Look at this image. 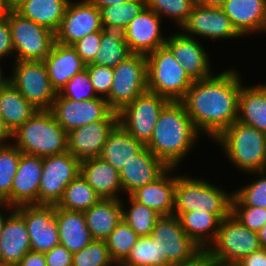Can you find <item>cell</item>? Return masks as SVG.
<instances>
[{
  "instance_id": "12",
  "label": "cell",
  "mask_w": 266,
  "mask_h": 266,
  "mask_svg": "<svg viewBox=\"0 0 266 266\" xmlns=\"http://www.w3.org/2000/svg\"><path fill=\"white\" fill-rule=\"evenodd\" d=\"M81 161L70 152L43 157L38 204L56 205L65 188L80 174Z\"/></svg>"
},
{
  "instance_id": "41",
  "label": "cell",
  "mask_w": 266,
  "mask_h": 266,
  "mask_svg": "<svg viewBox=\"0 0 266 266\" xmlns=\"http://www.w3.org/2000/svg\"><path fill=\"white\" fill-rule=\"evenodd\" d=\"M139 236L122 219L105 240L114 265L118 266L126 257Z\"/></svg>"
},
{
  "instance_id": "25",
  "label": "cell",
  "mask_w": 266,
  "mask_h": 266,
  "mask_svg": "<svg viewBox=\"0 0 266 266\" xmlns=\"http://www.w3.org/2000/svg\"><path fill=\"white\" fill-rule=\"evenodd\" d=\"M31 251L24 219L14 211L0 234V266H16Z\"/></svg>"
},
{
  "instance_id": "22",
  "label": "cell",
  "mask_w": 266,
  "mask_h": 266,
  "mask_svg": "<svg viewBox=\"0 0 266 266\" xmlns=\"http://www.w3.org/2000/svg\"><path fill=\"white\" fill-rule=\"evenodd\" d=\"M167 168L168 166L145 146L119 172L124 193L129 196L137 188L156 180Z\"/></svg>"
},
{
  "instance_id": "33",
  "label": "cell",
  "mask_w": 266,
  "mask_h": 266,
  "mask_svg": "<svg viewBox=\"0 0 266 266\" xmlns=\"http://www.w3.org/2000/svg\"><path fill=\"white\" fill-rule=\"evenodd\" d=\"M70 0H26L15 11L22 17L56 32Z\"/></svg>"
},
{
  "instance_id": "20",
  "label": "cell",
  "mask_w": 266,
  "mask_h": 266,
  "mask_svg": "<svg viewBox=\"0 0 266 266\" xmlns=\"http://www.w3.org/2000/svg\"><path fill=\"white\" fill-rule=\"evenodd\" d=\"M165 46L193 81L213 75L208 54L197 39L185 36L182 32L174 33L166 39Z\"/></svg>"
},
{
  "instance_id": "49",
  "label": "cell",
  "mask_w": 266,
  "mask_h": 266,
  "mask_svg": "<svg viewBox=\"0 0 266 266\" xmlns=\"http://www.w3.org/2000/svg\"><path fill=\"white\" fill-rule=\"evenodd\" d=\"M47 266H72L73 253L59 244L44 253Z\"/></svg>"
},
{
  "instance_id": "36",
  "label": "cell",
  "mask_w": 266,
  "mask_h": 266,
  "mask_svg": "<svg viewBox=\"0 0 266 266\" xmlns=\"http://www.w3.org/2000/svg\"><path fill=\"white\" fill-rule=\"evenodd\" d=\"M100 199L96 191L79 174L65 188L61 199L55 206L68 211L85 212Z\"/></svg>"
},
{
  "instance_id": "45",
  "label": "cell",
  "mask_w": 266,
  "mask_h": 266,
  "mask_svg": "<svg viewBox=\"0 0 266 266\" xmlns=\"http://www.w3.org/2000/svg\"><path fill=\"white\" fill-rule=\"evenodd\" d=\"M58 94L74 101L90 100L99 97L90 81L87 68L73 76Z\"/></svg>"
},
{
  "instance_id": "31",
  "label": "cell",
  "mask_w": 266,
  "mask_h": 266,
  "mask_svg": "<svg viewBox=\"0 0 266 266\" xmlns=\"http://www.w3.org/2000/svg\"><path fill=\"white\" fill-rule=\"evenodd\" d=\"M237 121L266 133V84L241 86Z\"/></svg>"
},
{
  "instance_id": "9",
  "label": "cell",
  "mask_w": 266,
  "mask_h": 266,
  "mask_svg": "<svg viewBox=\"0 0 266 266\" xmlns=\"http://www.w3.org/2000/svg\"><path fill=\"white\" fill-rule=\"evenodd\" d=\"M110 94L105 98L114 112H119L140 94L147 91L146 55L132 53L113 68Z\"/></svg>"
},
{
  "instance_id": "46",
  "label": "cell",
  "mask_w": 266,
  "mask_h": 266,
  "mask_svg": "<svg viewBox=\"0 0 266 266\" xmlns=\"http://www.w3.org/2000/svg\"><path fill=\"white\" fill-rule=\"evenodd\" d=\"M231 214L251 231L258 232L266 223V208L253 206H231Z\"/></svg>"
},
{
  "instance_id": "42",
  "label": "cell",
  "mask_w": 266,
  "mask_h": 266,
  "mask_svg": "<svg viewBox=\"0 0 266 266\" xmlns=\"http://www.w3.org/2000/svg\"><path fill=\"white\" fill-rule=\"evenodd\" d=\"M260 179L232 192L231 206H253L266 208V170L252 172Z\"/></svg>"
},
{
  "instance_id": "53",
  "label": "cell",
  "mask_w": 266,
  "mask_h": 266,
  "mask_svg": "<svg viewBox=\"0 0 266 266\" xmlns=\"http://www.w3.org/2000/svg\"><path fill=\"white\" fill-rule=\"evenodd\" d=\"M210 255L206 250H203L194 259L186 263L172 264L171 266H206V263L210 260Z\"/></svg>"
},
{
  "instance_id": "18",
  "label": "cell",
  "mask_w": 266,
  "mask_h": 266,
  "mask_svg": "<svg viewBox=\"0 0 266 266\" xmlns=\"http://www.w3.org/2000/svg\"><path fill=\"white\" fill-rule=\"evenodd\" d=\"M118 124V113L112 112L104 121L89 123L67 133L68 152L80 161L99 157L110 132Z\"/></svg>"
},
{
  "instance_id": "5",
  "label": "cell",
  "mask_w": 266,
  "mask_h": 266,
  "mask_svg": "<svg viewBox=\"0 0 266 266\" xmlns=\"http://www.w3.org/2000/svg\"><path fill=\"white\" fill-rule=\"evenodd\" d=\"M232 196L202 178L176 175L174 212L204 211L222 221L231 213Z\"/></svg>"
},
{
  "instance_id": "34",
  "label": "cell",
  "mask_w": 266,
  "mask_h": 266,
  "mask_svg": "<svg viewBox=\"0 0 266 266\" xmlns=\"http://www.w3.org/2000/svg\"><path fill=\"white\" fill-rule=\"evenodd\" d=\"M37 111L11 83L0 91V115L11 132L22 126Z\"/></svg>"
},
{
  "instance_id": "28",
  "label": "cell",
  "mask_w": 266,
  "mask_h": 266,
  "mask_svg": "<svg viewBox=\"0 0 266 266\" xmlns=\"http://www.w3.org/2000/svg\"><path fill=\"white\" fill-rule=\"evenodd\" d=\"M121 199H100L84 213L86 225L93 240L105 241L122 218L124 203Z\"/></svg>"
},
{
  "instance_id": "24",
  "label": "cell",
  "mask_w": 266,
  "mask_h": 266,
  "mask_svg": "<svg viewBox=\"0 0 266 266\" xmlns=\"http://www.w3.org/2000/svg\"><path fill=\"white\" fill-rule=\"evenodd\" d=\"M220 7L242 37L266 32V0H226Z\"/></svg>"
},
{
  "instance_id": "48",
  "label": "cell",
  "mask_w": 266,
  "mask_h": 266,
  "mask_svg": "<svg viewBox=\"0 0 266 266\" xmlns=\"http://www.w3.org/2000/svg\"><path fill=\"white\" fill-rule=\"evenodd\" d=\"M101 44V32L88 34L72 45L83 62L91 64Z\"/></svg>"
},
{
  "instance_id": "19",
  "label": "cell",
  "mask_w": 266,
  "mask_h": 266,
  "mask_svg": "<svg viewBox=\"0 0 266 266\" xmlns=\"http://www.w3.org/2000/svg\"><path fill=\"white\" fill-rule=\"evenodd\" d=\"M161 20L154 11L146 7L130 21L123 34L131 53L148 55L165 45L167 37L162 36Z\"/></svg>"
},
{
  "instance_id": "6",
  "label": "cell",
  "mask_w": 266,
  "mask_h": 266,
  "mask_svg": "<svg viewBox=\"0 0 266 266\" xmlns=\"http://www.w3.org/2000/svg\"><path fill=\"white\" fill-rule=\"evenodd\" d=\"M147 89L169 101H181L194 81L164 45L146 55Z\"/></svg>"
},
{
  "instance_id": "54",
  "label": "cell",
  "mask_w": 266,
  "mask_h": 266,
  "mask_svg": "<svg viewBox=\"0 0 266 266\" xmlns=\"http://www.w3.org/2000/svg\"><path fill=\"white\" fill-rule=\"evenodd\" d=\"M12 138V132L6 126L4 119L0 115V145L7 143Z\"/></svg>"
},
{
  "instance_id": "52",
  "label": "cell",
  "mask_w": 266,
  "mask_h": 266,
  "mask_svg": "<svg viewBox=\"0 0 266 266\" xmlns=\"http://www.w3.org/2000/svg\"><path fill=\"white\" fill-rule=\"evenodd\" d=\"M16 266H47L44 253L29 251Z\"/></svg>"
},
{
  "instance_id": "59",
  "label": "cell",
  "mask_w": 266,
  "mask_h": 266,
  "mask_svg": "<svg viewBox=\"0 0 266 266\" xmlns=\"http://www.w3.org/2000/svg\"><path fill=\"white\" fill-rule=\"evenodd\" d=\"M259 242L262 248H266V223L263 227L257 232Z\"/></svg>"
},
{
  "instance_id": "3",
  "label": "cell",
  "mask_w": 266,
  "mask_h": 266,
  "mask_svg": "<svg viewBox=\"0 0 266 266\" xmlns=\"http://www.w3.org/2000/svg\"><path fill=\"white\" fill-rule=\"evenodd\" d=\"M12 139L22 153L47 157L68 151L67 132L57 123L50 109L38 111L12 132Z\"/></svg>"
},
{
  "instance_id": "13",
  "label": "cell",
  "mask_w": 266,
  "mask_h": 266,
  "mask_svg": "<svg viewBox=\"0 0 266 266\" xmlns=\"http://www.w3.org/2000/svg\"><path fill=\"white\" fill-rule=\"evenodd\" d=\"M151 236L158 243L162 254L171 264L186 263L194 259L203 250L183 230L176 215L160 216Z\"/></svg>"
},
{
  "instance_id": "27",
  "label": "cell",
  "mask_w": 266,
  "mask_h": 266,
  "mask_svg": "<svg viewBox=\"0 0 266 266\" xmlns=\"http://www.w3.org/2000/svg\"><path fill=\"white\" fill-rule=\"evenodd\" d=\"M80 174L102 199H119L123 192L119 172L100 157L82 160Z\"/></svg>"
},
{
  "instance_id": "44",
  "label": "cell",
  "mask_w": 266,
  "mask_h": 266,
  "mask_svg": "<svg viewBox=\"0 0 266 266\" xmlns=\"http://www.w3.org/2000/svg\"><path fill=\"white\" fill-rule=\"evenodd\" d=\"M106 242L92 240L87 246L73 254L72 266H113Z\"/></svg>"
},
{
  "instance_id": "57",
  "label": "cell",
  "mask_w": 266,
  "mask_h": 266,
  "mask_svg": "<svg viewBox=\"0 0 266 266\" xmlns=\"http://www.w3.org/2000/svg\"><path fill=\"white\" fill-rule=\"evenodd\" d=\"M225 1L226 0H195V4L220 7Z\"/></svg>"
},
{
  "instance_id": "26",
  "label": "cell",
  "mask_w": 266,
  "mask_h": 266,
  "mask_svg": "<svg viewBox=\"0 0 266 266\" xmlns=\"http://www.w3.org/2000/svg\"><path fill=\"white\" fill-rule=\"evenodd\" d=\"M52 88L59 93L65 84L86 68L72 46L55 42L49 56L43 60Z\"/></svg>"
},
{
  "instance_id": "60",
  "label": "cell",
  "mask_w": 266,
  "mask_h": 266,
  "mask_svg": "<svg viewBox=\"0 0 266 266\" xmlns=\"http://www.w3.org/2000/svg\"><path fill=\"white\" fill-rule=\"evenodd\" d=\"M26 0H5L6 4L12 11H15L21 4H23Z\"/></svg>"
},
{
  "instance_id": "51",
  "label": "cell",
  "mask_w": 266,
  "mask_h": 266,
  "mask_svg": "<svg viewBox=\"0 0 266 266\" xmlns=\"http://www.w3.org/2000/svg\"><path fill=\"white\" fill-rule=\"evenodd\" d=\"M235 266H266V248H260L257 251L241 258L235 263Z\"/></svg>"
},
{
  "instance_id": "4",
  "label": "cell",
  "mask_w": 266,
  "mask_h": 266,
  "mask_svg": "<svg viewBox=\"0 0 266 266\" xmlns=\"http://www.w3.org/2000/svg\"><path fill=\"white\" fill-rule=\"evenodd\" d=\"M214 141L241 171L266 170V133L236 120Z\"/></svg>"
},
{
  "instance_id": "8",
  "label": "cell",
  "mask_w": 266,
  "mask_h": 266,
  "mask_svg": "<svg viewBox=\"0 0 266 266\" xmlns=\"http://www.w3.org/2000/svg\"><path fill=\"white\" fill-rule=\"evenodd\" d=\"M8 20L16 61H43L49 56L55 44L54 32L16 11L10 12Z\"/></svg>"
},
{
  "instance_id": "37",
  "label": "cell",
  "mask_w": 266,
  "mask_h": 266,
  "mask_svg": "<svg viewBox=\"0 0 266 266\" xmlns=\"http://www.w3.org/2000/svg\"><path fill=\"white\" fill-rule=\"evenodd\" d=\"M158 243L149 236H139L127 257L118 266H171Z\"/></svg>"
},
{
  "instance_id": "35",
  "label": "cell",
  "mask_w": 266,
  "mask_h": 266,
  "mask_svg": "<svg viewBox=\"0 0 266 266\" xmlns=\"http://www.w3.org/2000/svg\"><path fill=\"white\" fill-rule=\"evenodd\" d=\"M131 54L123 31L103 29L100 47L91 64L115 68Z\"/></svg>"
},
{
  "instance_id": "39",
  "label": "cell",
  "mask_w": 266,
  "mask_h": 266,
  "mask_svg": "<svg viewBox=\"0 0 266 266\" xmlns=\"http://www.w3.org/2000/svg\"><path fill=\"white\" fill-rule=\"evenodd\" d=\"M22 152L13 144L0 145V201L11 205V186Z\"/></svg>"
},
{
  "instance_id": "55",
  "label": "cell",
  "mask_w": 266,
  "mask_h": 266,
  "mask_svg": "<svg viewBox=\"0 0 266 266\" xmlns=\"http://www.w3.org/2000/svg\"><path fill=\"white\" fill-rule=\"evenodd\" d=\"M99 10L104 7H108L115 4H122L132 0H89Z\"/></svg>"
},
{
  "instance_id": "38",
  "label": "cell",
  "mask_w": 266,
  "mask_h": 266,
  "mask_svg": "<svg viewBox=\"0 0 266 266\" xmlns=\"http://www.w3.org/2000/svg\"><path fill=\"white\" fill-rule=\"evenodd\" d=\"M147 7L146 0H132L100 9L103 29L124 31L130 21Z\"/></svg>"
},
{
  "instance_id": "14",
  "label": "cell",
  "mask_w": 266,
  "mask_h": 266,
  "mask_svg": "<svg viewBox=\"0 0 266 266\" xmlns=\"http://www.w3.org/2000/svg\"><path fill=\"white\" fill-rule=\"evenodd\" d=\"M100 10L89 0L67 4L60 26L55 32V42L72 46L88 34L102 32Z\"/></svg>"
},
{
  "instance_id": "62",
  "label": "cell",
  "mask_w": 266,
  "mask_h": 266,
  "mask_svg": "<svg viewBox=\"0 0 266 266\" xmlns=\"http://www.w3.org/2000/svg\"><path fill=\"white\" fill-rule=\"evenodd\" d=\"M206 266H235V264L220 263V262H216V261H213L212 259H210L206 263Z\"/></svg>"
},
{
  "instance_id": "10",
  "label": "cell",
  "mask_w": 266,
  "mask_h": 266,
  "mask_svg": "<svg viewBox=\"0 0 266 266\" xmlns=\"http://www.w3.org/2000/svg\"><path fill=\"white\" fill-rule=\"evenodd\" d=\"M168 102L165 97L147 90L118 112V123L146 145L152 137L160 112Z\"/></svg>"
},
{
  "instance_id": "7",
  "label": "cell",
  "mask_w": 266,
  "mask_h": 266,
  "mask_svg": "<svg viewBox=\"0 0 266 266\" xmlns=\"http://www.w3.org/2000/svg\"><path fill=\"white\" fill-rule=\"evenodd\" d=\"M260 248L257 232L246 228L230 213L221 221L217 237L206 251L213 261L235 264Z\"/></svg>"
},
{
  "instance_id": "32",
  "label": "cell",
  "mask_w": 266,
  "mask_h": 266,
  "mask_svg": "<svg viewBox=\"0 0 266 266\" xmlns=\"http://www.w3.org/2000/svg\"><path fill=\"white\" fill-rule=\"evenodd\" d=\"M178 216L183 230L202 250H207L215 241L221 220L204 211L173 212Z\"/></svg>"
},
{
  "instance_id": "29",
  "label": "cell",
  "mask_w": 266,
  "mask_h": 266,
  "mask_svg": "<svg viewBox=\"0 0 266 266\" xmlns=\"http://www.w3.org/2000/svg\"><path fill=\"white\" fill-rule=\"evenodd\" d=\"M55 218L59 242L73 254L93 240L83 212L68 211L55 206Z\"/></svg>"
},
{
  "instance_id": "40",
  "label": "cell",
  "mask_w": 266,
  "mask_h": 266,
  "mask_svg": "<svg viewBox=\"0 0 266 266\" xmlns=\"http://www.w3.org/2000/svg\"><path fill=\"white\" fill-rule=\"evenodd\" d=\"M130 207L122 209L123 220L135 231L138 236H149L160 217L151 208L140 204L129 195Z\"/></svg>"
},
{
  "instance_id": "43",
  "label": "cell",
  "mask_w": 266,
  "mask_h": 266,
  "mask_svg": "<svg viewBox=\"0 0 266 266\" xmlns=\"http://www.w3.org/2000/svg\"><path fill=\"white\" fill-rule=\"evenodd\" d=\"M146 5L160 18H172L177 27L181 28L192 12L195 0H146Z\"/></svg>"
},
{
  "instance_id": "17",
  "label": "cell",
  "mask_w": 266,
  "mask_h": 266,
  "mask_svg": "<svg viewBox=\"0 0 266 266\" xmlns=\"http://www.w3.org/2000/svg\"><path fill=\"white\" fill-rule=\"evenodd\" d=\"M181 30L185 36L193 38L196 36L209 39L242 37L221 7L198 4L194 5L187 21L181 26Z\"/></svg>"
},
{
  "instance_id": "56",
  "label": "cell",
  "mask_w": 266,
  "mask_h": 266,
  "mask_svg": "<svg viewBox=\"0 0 266 266\" xmlns=\"http://www.w3.org/2000/svg\"><path fill=\"white\" fill-rule=\"evenodd\" d=\"M0 210H1V208L2 207H5V206H7L6 208L7 209H12L11 211H9L10 212V214L9 215H7L6 216V214H5V212L4 213H2L1 211V213H0V234H1V232H2V230H3V227H4V225H5V222H6V220H7V218L11 215V213H13L14 211H15V208L16 207H14V206H11V205H8L7 203H5V202H2L1 204H0ZM6 216V217H5Z\"/></svg>"
},
{
  "instance_id": "30",
  "label": "cell",
  "mask_w": 266,
  "mask_h": 266,
  "mask_svg": "<svg viewBox=\"0 0 266 266\" xmlns=\"http://www.w3.org/2000/svg\"><path fill=\"white\" fill-rule=\"evenodd\" d=\"M144 147L143 143L136 140L118 123L106 139L99 157L120 172Z\"/></svg>"
},
{
  "instance_id": "2",
  "label": "cell",
  "mask_w": 266,
  "mask_h": 266,
  "mask_svg": "<svg viewBox=\"0 0 266 266\" xmlns=\"http://www.w3.org/2000/svg\"><path fill=\"white\" fill-rule=\"evenodd\" d=\"M200 132L181 101H169L158 117L152 137L145 145L168 167L176 169L190 152Z\"/></svg>"
},
{
  "instance_id": "11",
  "label": "cell",
  "mask_w": 266,
  "mask_h": 266,
  "mask_svg": "<svg viewBox=\"0 0 266 266\" xmlns=\"http://www.w3.org/2000/svg\"><path fill=\"white\" fill-rule=\"evenodd\" d=\"M10 83L37 109H51L56 98L43 61H15Z\"/></svg>"
},
{
  "instance_id": "16",
  "label": "cell",
  "mask_w": 266,
  "mask_h": 266,
  "mask_svg": "<svg viewBox=\"0 0 266 266\" xmlns=\"http://www.w3.org/2000/svg\"><path fill=\"white\" fill-rule=\"evenodd\" d=\"M15 211L24 219L31 251L46 253L60 244L55 205H22L16 207Z\"/></svg>"
},
{
  "instance_id": "1",
  "label": "cell",
  "mask_w": 266,
  "mask_h": 266,
  "mask_svg": "<svg viewBox=\"0 0 266 266\" xmlns=\"http://www.w3.org/2000/svg\"><path fill=\"white\" fill-rule=\"evenodd\" d=\"M194 81L181 102L199 132L213 141L238 119L242 81L235 70H224Z\"/></svg>"
},
{
  "instance_id": "58",
  "label": "cell",
  "mask_w": 266,
  "mask_h": 266,
  "mask_svg": "<svg viewBox=\"0 0 266 266\" xmlns=\"http://www.w3.org/2000/svg\"><path fill=\"white\" fill-rule=\"evenodd\" d=\"M11 11L5 0H0V20L8 18Z\"/></svg>"
},
{
  "instance_id": "47",
  "label": "cell",
  "mask_w": 266,
  "mask_h": 266,
  "mask_svg": "<svg viewBox=\"0 0 266 266\" xmlns=\"http://www.w3.org/2000/svg\"><path fill=\"white\" fill-rule=\"evenodd\" d=\"M86 68L96 94L106 98L113 83V68L94 64H88Z\"/></svg>"
},
{
  "instance_id": "61",
  "label": "cell",
  "mask_w": 266,
  "mask_h": 266,
  "mask_svg": "<svg viewBox=\"0 0 266 266\" xmlns=\"http://www.w3.org/2000/svg\"><path fill=\"white\" fill-rule=\"evenodd\" d=\"M10 76L9 78L2 75V69L0 66V91L4 88H6L10 84Z\"/></svg>"
},
{
  "instance_id": "23",
  "label": "cell",
  "mask_w": 266,
  "mask_h": 266,
  "mask_svg": "<svg viewBox=\"0 0 266 266\" xmlns=\"http://www.w3.org/2000/svg\"><path fill=\"white\" fill-rule=\"evenodd\" d=\"M174 167H168L156 180L137 188L130 196L160 216L173 215L176 175L170 176Z\"/></svg>"
},
{
  "instance_id": "15",
  "label": "cell",
  "mask_w": 266,
  "mask_h": 266,
  "mask_svg": "<svg viewBox=\"0 0 266 266\" xmlns=\"http://www.w3.org/2000/svg\"><path fill=\"white\" fill-rule=\"evenodd\" d=\"M50 110L67 133L89 123L104 121L113 112L103 97L74 101L58 93Z\"/></svg>"
},
{
  "instance_id": "50",
  "label": "cell",
  "mask_w": 266,
  "mask_h": 266,
  "mask_svg": "<svg viewBox=\"0 0 266 266\" xmlns=\"http://www.w3.org/2000/svg\"><path fill=\"white\" fill-rule=\"evenodd\" d=\"M14 54L11 29L8 18L0 20V60Z\"/></svg>"
},
{
  "instance_id": "21",
  "label": "cell",
  "mask_w": 266,
  "mask_h": 266,
  "mask_svg": "<svg viewBox=\"0 0 266 266\" xmlns=\"http://www.w3.org/2000/svg\"><path fill=\"white\" fill-rule=\"evenodd\" d=\"M43 158L22 153L11 186V206L38 204Z\"/></svg>"
}]
</instances>
